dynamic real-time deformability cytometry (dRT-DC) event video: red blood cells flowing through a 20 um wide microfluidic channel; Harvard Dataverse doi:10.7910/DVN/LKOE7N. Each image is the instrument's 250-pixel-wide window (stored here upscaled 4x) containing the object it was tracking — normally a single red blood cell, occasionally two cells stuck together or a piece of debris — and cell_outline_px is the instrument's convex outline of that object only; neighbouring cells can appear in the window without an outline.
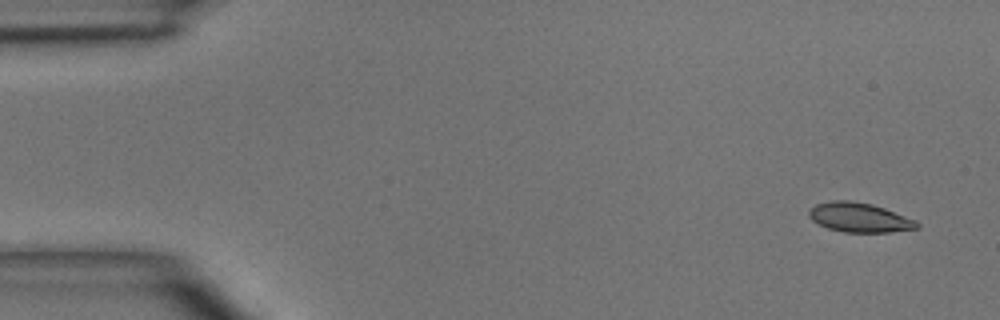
{"species": "common noctule bat (a hibernating species)", "species_latin": "Nyctalus noctula", "temperature_condition": "room temperature", "stored_images_in_passage": 4, "camera_frame_rate_fps": 3000, "um_per_image_px": 0.085, "animal": {"sex": "male", "body_mass_g": 15.6}, "frame": {"image": 1, "passage_image": 1, "time_ms": 0.0, "image_size_px": [1000, 320], "cell_outline_px": [[920, 228], [888, 232], [844, 232], [828, 228], [812, 220], [808, 216], [808, 212], [816, 204], [832, 200], [848, 200], [872, 204], [884, 208], [916, 220], [920, 224]], "centroid_in_image_um": [73.06, 18.48], "position_along_channel_um": 11.9, "area_um2": 18.44}}
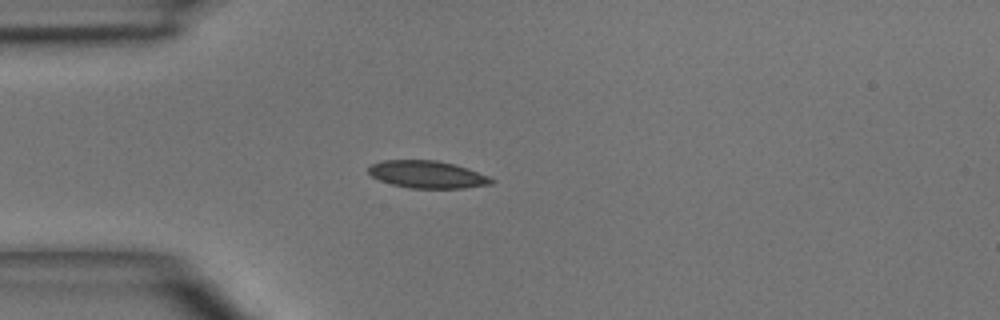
{"frame": {"image": 2, "passage_image": 4, "time_ms": 3.333, "image_size_px": [1000, 320], "cell_outline_px": [[496, 180], [492, 184], [464, 188], [408, 188], [392, 184], [380, 180], [372, 176], [368, 172], [368, 168], [372, 164], [384, 160], [436, 160], [456, 164], [468, 168], [488, 176]], "centroid_in_image_um": [36.35, 14.83], "position_along_channel_um": 48.7, "area_um2": 19.65}}